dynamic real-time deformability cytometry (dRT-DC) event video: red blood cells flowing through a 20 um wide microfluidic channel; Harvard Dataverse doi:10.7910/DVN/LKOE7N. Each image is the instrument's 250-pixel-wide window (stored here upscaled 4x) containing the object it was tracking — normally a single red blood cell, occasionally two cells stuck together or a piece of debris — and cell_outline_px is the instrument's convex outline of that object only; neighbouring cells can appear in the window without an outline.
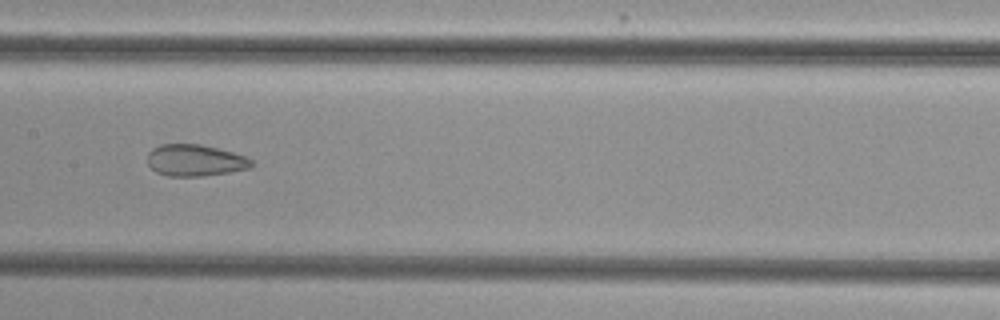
{"species": "common noctule bat (a hibernating species)", "species_latin": "Nyctalus noctula", "temperature_condition": "cold", "stored_images_in_passage": 15, "camera_frame_rate_fps": 3000, "um_per_image_px": 0.085, "animal": {"sex": "female", "body_mass_g": 29.2, "forearm_length_mm": 56.3}, "frame": {"image": 1, "passage_image": 13, "time_ms": 4.0, "image_size_px": [1000, 320], "cell_outline_px": [[252, 168], [228, 172], [200, 176], [168, 176], [156, 172], [148, 164], [148, 152], [152, 148], [160, 144], [200, 144], [232, 152], [244, 156], [252, 160]], "centroid_in_image_um": [16.56, 13.63], "position_along_channel_um": 190.8, "area_um2": 19.07}}